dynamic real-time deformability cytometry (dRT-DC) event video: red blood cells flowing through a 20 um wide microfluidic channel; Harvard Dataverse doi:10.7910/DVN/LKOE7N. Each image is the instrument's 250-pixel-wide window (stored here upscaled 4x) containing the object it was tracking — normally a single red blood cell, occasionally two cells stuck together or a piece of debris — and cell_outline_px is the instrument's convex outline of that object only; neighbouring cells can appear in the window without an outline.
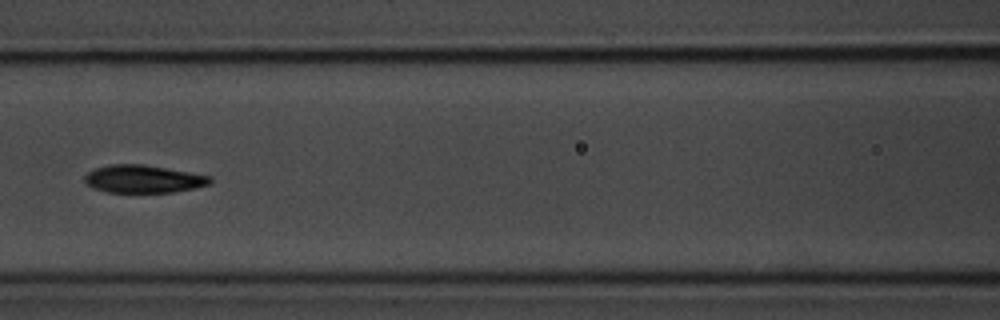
{"species": "common noctule bat (a hibernating species)", "species_latin": "Nyctalus noctula", "temperature_condition": "room temperature", "stored_images_in_passage": 9, "camera_frame_rate_fps": 3000, "um_per_image_px": 0.085, "animal": {"sex": "male", "body_mass_g": 20.1, "forearm_length_mm": 53.5}, "frame": {"image": 1, "passage_image": 7, "time_ms": 7.0, "image_size_px": [1000, 320], "cell_outline_px": [[212, 180], [208, 184], [196, 188], [172, 192], [104, 192], [92, 188], [84, 184], [84, 176], [88, 172], [96, 168], [108, 164], [144, 164], [212, 176]], "centroid_in_image_um": [12.14, 15.21], "position_along_channel_um": 154.5, "area_um2": 20.46}}
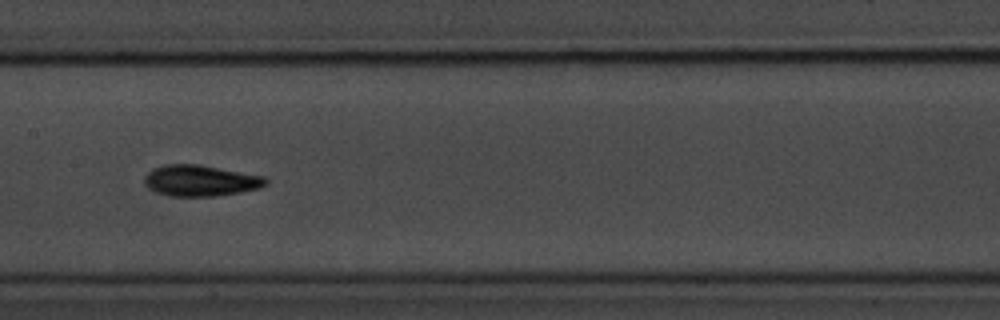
{"frame": {"image": 2, "passage_image": 8, "time_ms": 8.0, "image_size_px": [1000, 320], "cell_outline_px": [[268, 184], [260, 188], [240, 192], [216, 196], [168, 196], [156, 192], [148, 188], [144, 184], [144, 176], [152, 168], [164, 164], [200, 164], [264, 176], [268, 180]], "centroid_in_image_um": [17.02, 15.35], "position_along_channel_um": 190.4, "area_um2": 22.25}}
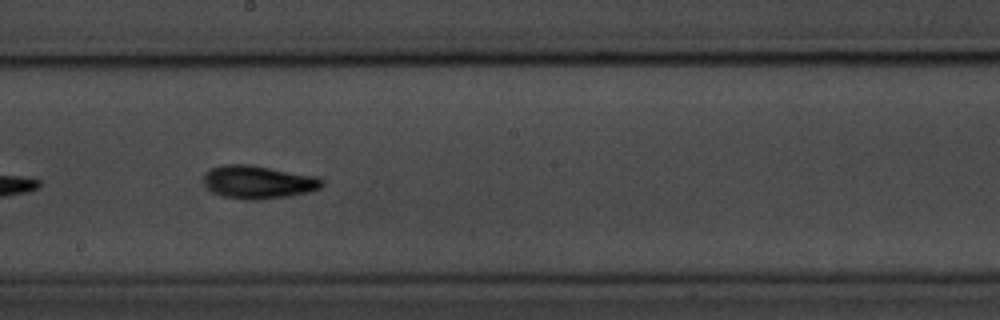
{"frame": {"image": 3, "passage_image": 9, "time_ms": 9.0, "image_size_px": [1000, 320], "cell_outline_px": [[324, 184], [320, 188], [308, 192], [292, 196], [260, 200], [244, 200], [224, 196], [212, 192], [208, 188], [204, 180], [204, 176], [212, 168], [224, 164], [252, 164], [316, 176], [324, 180]], "centroid_in_image_um": [22.0, 15.48], "position_along_channel_um": 226.2, "area_um2": 23.0}}